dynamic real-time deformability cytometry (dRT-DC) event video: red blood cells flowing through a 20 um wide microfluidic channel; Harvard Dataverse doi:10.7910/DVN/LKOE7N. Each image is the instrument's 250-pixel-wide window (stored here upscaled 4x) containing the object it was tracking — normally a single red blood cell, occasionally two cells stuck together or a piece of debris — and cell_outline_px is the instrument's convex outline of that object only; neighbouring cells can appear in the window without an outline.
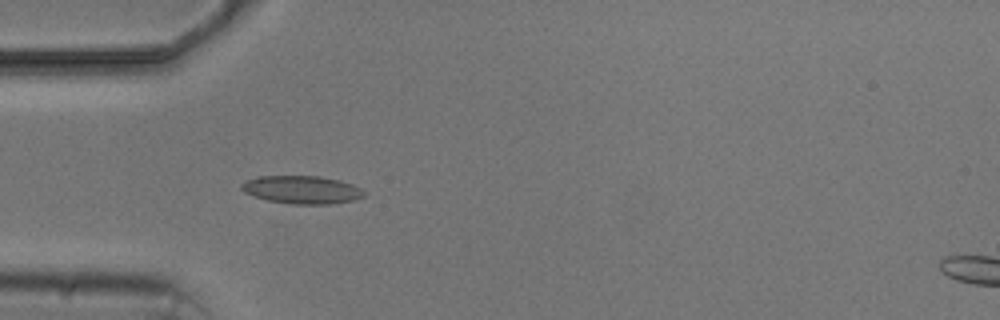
{"species": "common noctule bat (a hibernating species)", "species_latin": "Nyctalus noctula", "temperature_condition": "cold", "stored_images_in_passage": 4, "camera_frame_rate_fps": 3000, "um_per_image_px": 0.085, "animal": {"sex": "male", "body_mass_g": 20.5, "forearm_length_mm": 52.5}, "frame": {"image": 1, "passage_image": 4, "time_ms": 3.667, "image_size_px": [1000, 320], "cell_outline_px": [[364, 196], [352, 200], [332, 204], [288, 204], [268, 200], [244, 192], [240, 188], [240, 184], [248, 180], [260, 176], [320, 176], [340, 180], [352, 184], [360, 188], [364, 192]], "centroid_in_image_um": [25.66, 16.12], "position_along_channel_um": 59.3, "area_um2": 19.88}}